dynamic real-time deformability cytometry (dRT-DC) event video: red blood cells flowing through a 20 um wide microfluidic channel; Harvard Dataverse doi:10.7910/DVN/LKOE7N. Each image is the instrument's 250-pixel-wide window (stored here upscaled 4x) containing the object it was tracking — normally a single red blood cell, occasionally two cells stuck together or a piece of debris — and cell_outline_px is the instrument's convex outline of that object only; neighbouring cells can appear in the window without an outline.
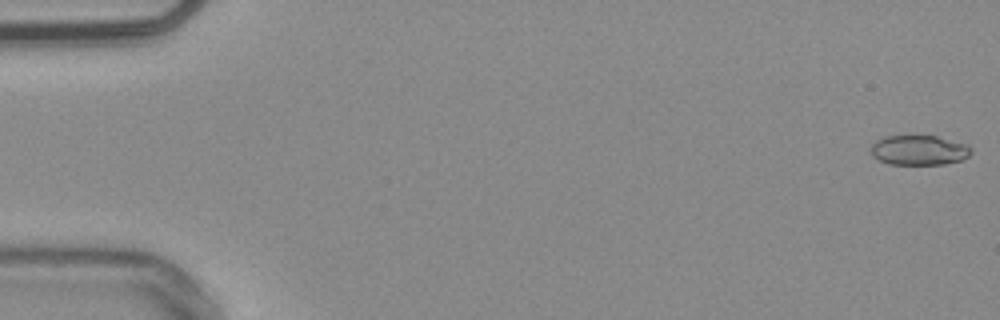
{"species": "common noctule bat (a hibernating species)", "species_latin": "Nyctalus noctula", "temperature_condition": "warm", "stored_images_in_passage": 54, "camera_frame_rate_fps": 3000, "um_per_image_px": 0.085, "animal": {"sex": "male", "body_mass_g": 20.4}, "frame": {"image": 1, "passage_image": 1, "time_ms": 0.0, "image_size_px": [1000, 320], "cell_outline_px": [[972, 152], [968, 156], [960, 160], [944, 164], [888, 164], [872, 156], [872, 144], [876, 140], [884, 136], [936, 136], [968, 144], [972, 148]], "centroid_in_image_um": [78.13, 12.76], "position_along_channel_um": 6.9, "area_um2": 17.4}}
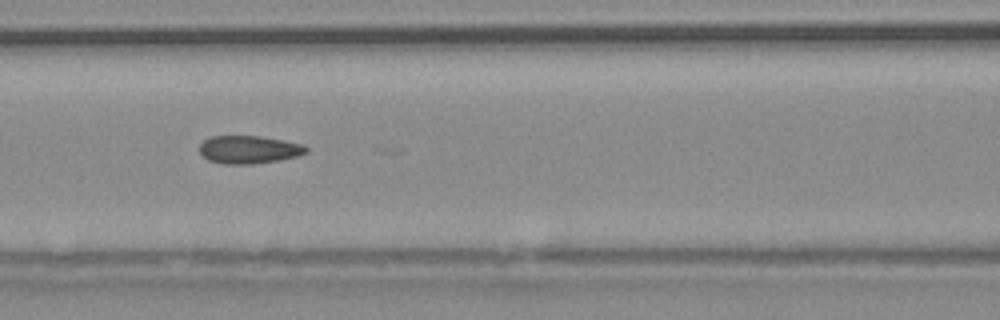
{"frame": {"image": 2, "passage_image": 24, "time_ms": 7.667, "image_size_px": [1000, 320], "cell_outline_px": [[308, 152], [296, 156], [280, 160], [252, 164], [224, 164], [208, 160], [200, 152], [200, 144], [204, 140], [212, 136], [260, 136], [284, 140], [304, 144], [308, 148]], "centroid_in_image_um": [21.18, 12.71], "position_along_channel_um": 145.4, "area_um2": 17.4}}
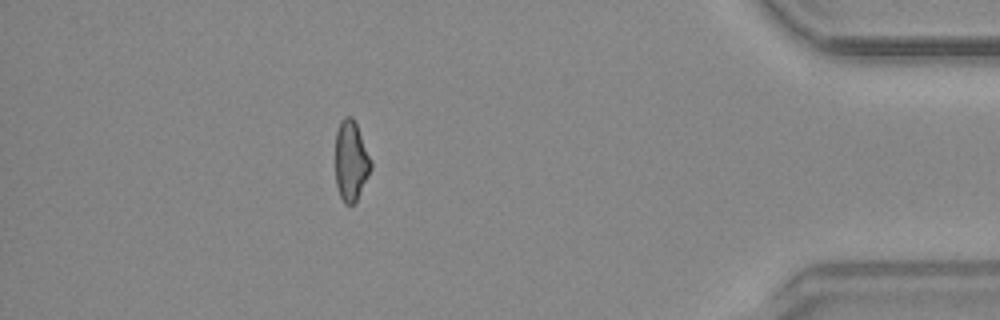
{"frame": {"image": 3, "passage_image": 48, "time_ms": 15.667, "image_size_px": [1000, 320], "cell_outline_px": [[372, 168], [356, 200], [352, 204], [344, 204], [340, 196], [336, 184], [336, 132], [340, 120], [344, 116], [352, 116], [356, 124], [372, 160]], "centroid_in_image_um": [29.83, 13.65], "position_along_channel_um": 405.4, "area_um2": 16.53}, "authors_computed_cell_mechanics": {"area_um2": 17.5712, "velocity_mm_per_s": 3.83, "shape_relaxation_time_tau1_ms": null, "shape_relaxation_time_tau2_ms": 2.4761, "deformation_change_tau1": null, "deformation_change_tau2": 0.0719}}